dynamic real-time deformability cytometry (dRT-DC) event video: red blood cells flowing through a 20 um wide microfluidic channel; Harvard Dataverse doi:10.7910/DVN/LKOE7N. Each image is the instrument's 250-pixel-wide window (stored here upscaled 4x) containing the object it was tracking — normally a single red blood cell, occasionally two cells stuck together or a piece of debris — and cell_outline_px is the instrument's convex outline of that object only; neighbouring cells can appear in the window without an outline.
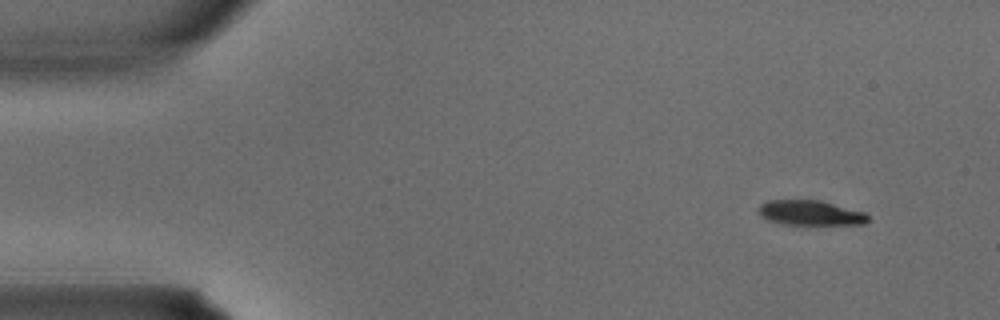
{"species": "common noctule bat (a hibernating species)", "species_latin": "Nyctalus noctula", "temperature_condition": "warm", "stored_images_in_passage": 3, "camera_frame_rate_fps": 3000, "um_per_image_px": 0.085, "animal": {"sex": "male", "body_mass_g": 15.6}, "frame": {"image": 1, "passage_image": 1, "time_ms": 0.0, "image_size_px": [1000, 320], "cell_outline_px": [[868, 220], [864, 224], [784, 224], [768, 220], [760, 216], [756, 208], [760, 204], [768, 200], [820, 200], [864, 212], [868, 216]], "centroid_in_image_um": [68.82, 18.08], "position_along_channel_um": 16.2, "area_um2": 15.84}}
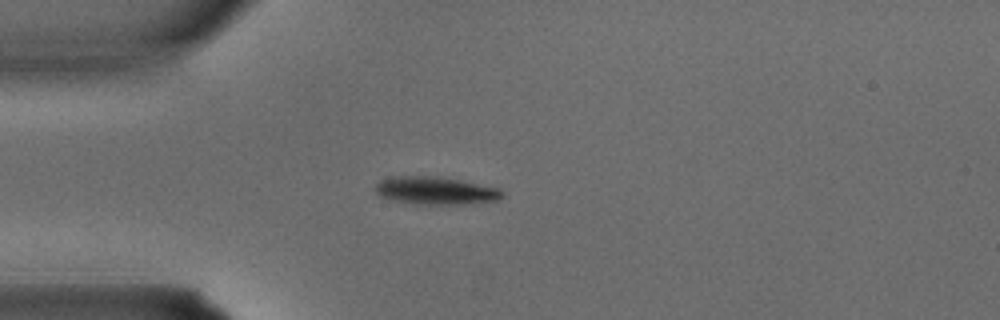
{"frame": {"image": 2, "passage_image": 3, "time_ms": 0.667, "image_size_px": [1000, 320], "cell_outline_px": [[504, 196], [496, 200], [472, 204], [416, 204], [392, 200], [380, 196], [376, 192], [376, 184], [380, 180], [392, 176], [436, 176], [460, 180], [500, 188], [504, 192]], "centroid_in_image_um": [37.04, 16.2], "position_along_channel_um": 48.0, "area_um2": 20.63}}